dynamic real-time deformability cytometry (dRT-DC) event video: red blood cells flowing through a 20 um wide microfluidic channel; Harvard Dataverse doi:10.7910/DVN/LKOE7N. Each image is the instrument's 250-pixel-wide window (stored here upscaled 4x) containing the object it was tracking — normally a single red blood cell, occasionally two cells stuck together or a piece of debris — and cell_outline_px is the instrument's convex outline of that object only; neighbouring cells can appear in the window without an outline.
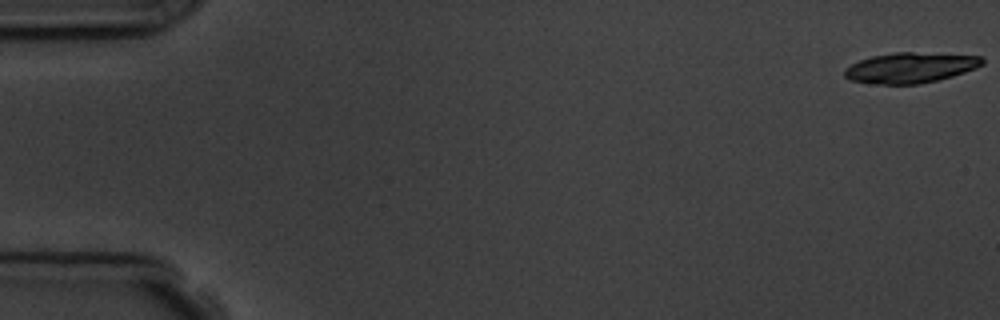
{"species": "common noctule bat (a hibernating species)", "species_latin": "Nyctalus noctula", "temperature_condition": "room temperature", "stored_images_in_passage": 9, "camera_frame_rate_fps": 3000, "um_per_image_px": 0.085, "animal": {"sex": "male", "body_mass_g": 19.5, "forearm_length_mm": 54.6}, "frame": {"image": 1, "passage_image": 1, "time_ms": 0.0, "image_size_px": [1000, 320], "cell_outline_px": [[984, 64], [976, 68], [952, 76], [920, 84], [880, 84], [852, 80], [844, 76], [844, 68], [860, 60], [872, 56], [896, 52], [912, 52], [984, 56]], "centroid_in_image_um": [77.41, 5.75], "position_along_channel_um": 7.6, "area_um2": 24.28}}
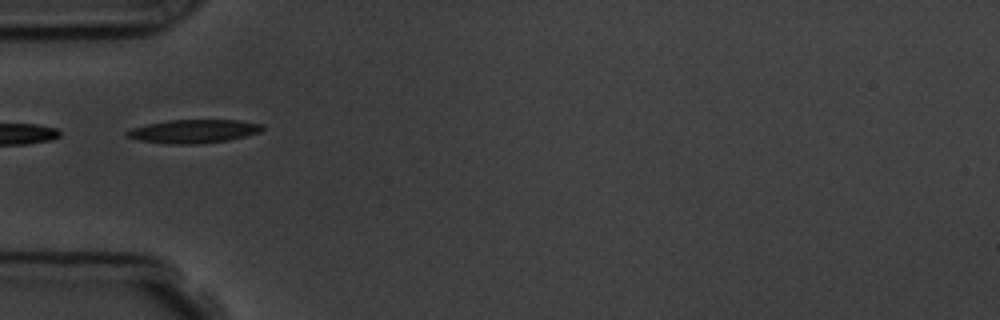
{"frame": {"image": 2, "passage_image": 6, "time_ms": 5.667, "image_size_px": [1000, 320], "cell_outline_px": [[264, 128], [260, 132], [248, 136], [228, 140], [196, 144], [168, 144], [140, 140], [124, 136], [124, 132], [128, 128], [168, 120], [240, 120], [264, 124]], "centroid_in_image_um": [16.45, 11.15], "position_along_channel_um": 68.6, "area_um2": 18.79}}
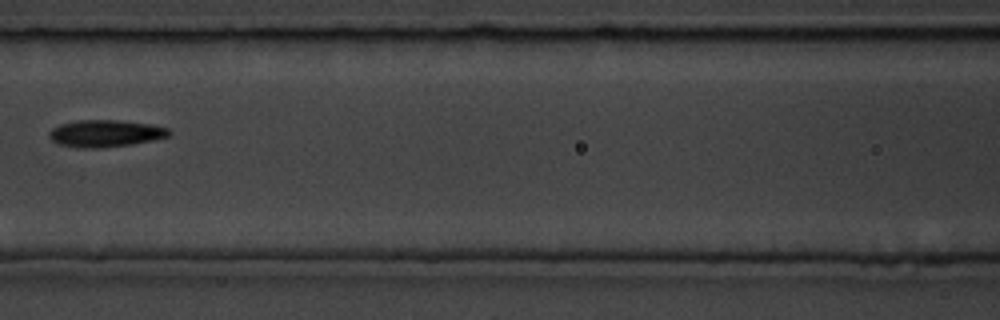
{"frame": {"image": 3, "passage_image": 8, "time_ms": 8.0, "image_size_px": [1000, 320], "cell_outline_px": [[172, 132], [168, 136], [152, 140], [132, 144], [100, 148], [76, 148], [60, 144], [52, 140], [48, 136], [48, 132], [52, 128], [60, 124], [76, 120], [116, 120], [152, 124], [168, 128]], "centroid_in_image_um": [8.94, 11.34], "position_along_channel_um": 157.7, "area_um2": 18.96}}